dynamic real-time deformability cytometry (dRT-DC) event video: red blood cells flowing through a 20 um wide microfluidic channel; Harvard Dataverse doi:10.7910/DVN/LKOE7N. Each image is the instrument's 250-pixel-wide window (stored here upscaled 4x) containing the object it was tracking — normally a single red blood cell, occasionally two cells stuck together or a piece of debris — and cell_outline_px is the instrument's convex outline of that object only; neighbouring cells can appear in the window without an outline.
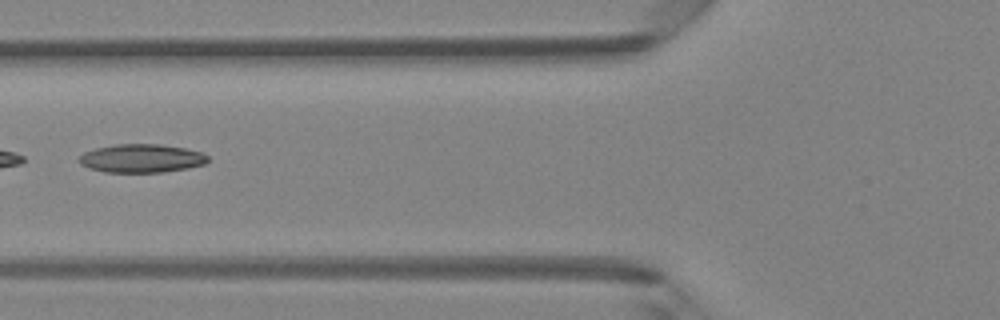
{"species": "Egyptian fruit bat (a non-hibernating species)", "species_latin": "Rousettus aegyptiacus", "temperature_condition": "room temperature", "stored_images_in_passage": 34, "camera_frame_rate_fps": 3000, "um_per_image_px": 0.085, "animal": {"sex": "female"}, "frame": {"image": 1, "passage_image": 6, "time_ms": 1.667, "image_size_px": [1000, 320], "cell_outline_px": [[208, 160], [204, 164], [188, 168], [164, 172], [104, 172], [88, 168], [80, 164], [76, 160], [84, 152], [96, 148], [116, 144], [160, 144], [184, 148], [200, 152], [208, 156]], "centroid_in_image_um": [11.99, 13.46], "position_along_channel_um": 113.8, "area_um2": 21.39}}
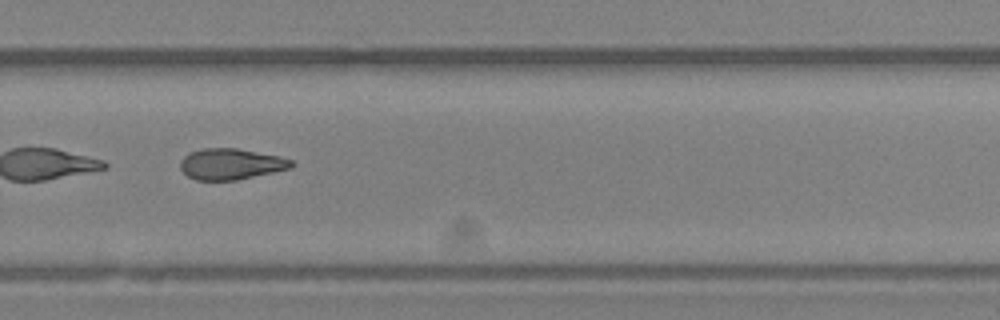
{"frame": {"image": 2, "passage_image": 20, "time_ms": 6.333, "image_size_px": [1000, 320], "cell_outline_px": [[296, 164], [292, 168], [236, 180], [196, 180], [188, 176], [180, 168], [180, 160], [188, 152], [200, 148], [236, 148], [280, 156], [292, 160]], "centroid_in_image_um": [19.63, 13.93], "position_along_channel_um": 310.2, "area_um2": 20.23}, "authors_computed_cell_mechanics": {"area_um2": 20.9814, "velocity_mm_per_s": 4.2288, "shape_relaxation_time_tau1_ms": null, "shape_relaxation_time_tau2_ms": 8.5228, "deformation_change_tau1": null, "deformation_change_tau2": 0.1978}}